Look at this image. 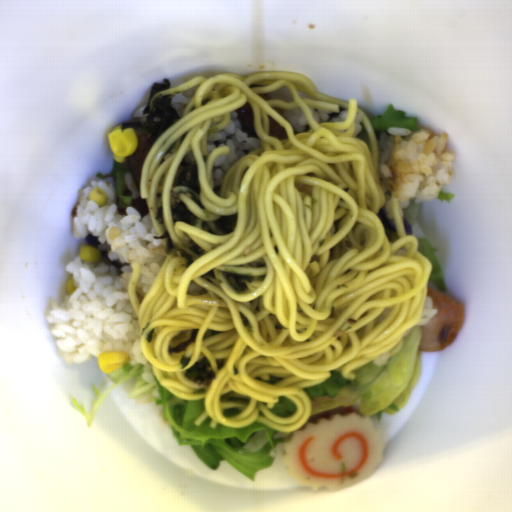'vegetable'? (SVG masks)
Returning a JSON list of instances; mask_svg holds the SVG:
<instances>
[{
  "instance_id": "b0100df1",
  "label": "vegetable",
  "mask_w": 512,
  "mask_h": 512,
  "mask_svg": "<svg viewBox=\"0 0 512 512\" xmlns=\"http://www.w3.org/2000/svg\"><path fill=\"white\" fill-rule=\"evenodd\" d=\"M435 199H439L441 202L444 200L446 203H451V200L455 199V196L454 194H451L449 192L440 191V193Z\"/></svg>"
},
{
  "instance_id": "f1789d4c",
  "label": "vegetable",
  "mask_w": 512,
  "mask_h": 512,
  "mask_svg": "<svg viewBox=\"0 0 512 512\" xmlns=\"http://www.w3.org/2000/svg\"><path fill=\"white\" fill-rule=\"evenodd\" d=\"M417 241L418 251L429 259L432 265V272L428 281L434 282L440 292H447L448 288L441 267L436 259V252H439V250L434 247L427 238H419Z\"/></svg>"
},
{
  "instance_id": "f7b5029e",
  "label": "vegetable",
  "mask_w": 512,
  "mask_h": 512,
  "mask_svg": "<svg viewBox=\"0 0 512 512\" xmlns=\"http://www.w3.org/2000/svg\"><path fill=\"white\" fill-rule=\"evenodd\" d=\"M126 173H131L127 161L118 163L114 160L111 172H98L97 175V180H105L114 188L119 214L124 216L134 201L133 191L125 181Z\"/></svg>"
},
{
  "instance_id": "96ceb2fe",
  "label": "vegetable",
  "mask_w": 512,
  "mask_h": 512,
  "mask_svg": "<svg viewBox=\"0 0 512 512\" xmlns=\"http://www.w3.org/2000/svg\"><path fill=\"white\" fill-rule=\"evenodd\" d=\"M369 118L374 126L376 141H378L382 132H387L391 128H408L420 131L418 119L406 117V111L395 109L392 103L379 117Z\"/></svg>"
},
{
  "instance_id": "add77e79",
  "label": "vegetable",
  "mask_w": 512,
  "mask_h": 512,
  "mask_svg": "<svg viewBox=\"0 0 512 512\" xmlns=\"http://www.w3.org/2000/svg\"><path fill=\"white\" fill-rule=\"evenodd\" d=\"M142 373L143 366L140 363L128 362L108 373L113 383L101 394L93 384L92 389L97 399L92 400L93 408L89 415L83 404L79 406L75 398L71 399L84 415L89 428L102 401L114 389L121 387L127 397L136 400L138 404L155 402L160 406L164 420L170 423L177 445L190 446L200 461L212 470L218 469L220 462H226L254 482L259 471L272 467L275 456H270V453L275 452L285 442L283 437L275 438L280 431L260 422H253L242 428H229L218 423L212 429L211 417H207L201 425H195V421L204 411V398L184 400L176 397L155 375L147 383Z\"/></svg>"
},
{
  "instance_id": "6e5ebb59",
  "label": "vegetable",
  "mask_w": 512,
  "mask_h": 512,
  "mask_svg": "<svg viewBox=\"0 0 512 512\" xmlns=\"http://www.w3.org/2000/svg\"><path fill=\"white\" fill-rule=\"evenodd\" d=\"M420 204H415L414 202H411L403 211L402 218H406L408 222L411 224L412 228L418 217Z\"/></svg>"
},
{
  "instance_id": "ea0f7189",
  "label": "vegetable",
  "mask_w": 512,
  "mask_h": 512,
  "mask_svg": "<svg viewBox=\"0 0 512 512\" xmlns=\"http://www.w3.org/2000/svg\"><path fill=\"white\" fill-rule=\"evenodd\" d=\"M423 336L422 326H413L406 331L400 351L392 357L388 351L352 370L353 380L332 370L327 380L304 388L311 404L309 419L335 407L356 406L378 421L383 414L402 410L419 382Z\"/></svg>"
},
{
  "instance_id": "8f37a823",
  "label": "vegetable",
  "mask_w": 512,
  "mask_h": 512,
  "mask_svg": "<svg viewBox=\"0 0 512 512\" xmlns=\"http://www.w3.org/2000/svg\"><path fill=\"white\" fill-rule=\"evenodd\" d=\"M270 410L272 415L283 418L293 416L297 412V406L289 397L282 395Z\"/></svg>"
}]
</instances>
